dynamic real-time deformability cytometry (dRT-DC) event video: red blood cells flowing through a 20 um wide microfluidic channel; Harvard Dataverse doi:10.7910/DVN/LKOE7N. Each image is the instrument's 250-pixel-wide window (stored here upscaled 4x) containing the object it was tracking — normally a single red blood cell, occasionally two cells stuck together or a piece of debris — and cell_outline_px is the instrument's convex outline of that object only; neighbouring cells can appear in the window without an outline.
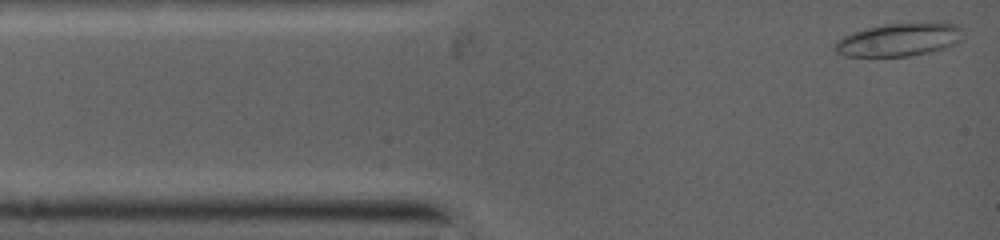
{"species": "common noctule bat (a hibernating species)", "species_latin": "Nyctalus noctula", "temperature_condition": "warm", "stored_images_in_passage": 67, "camera_frame_rate_fps": 5000, "um_per_image_px": 0.085, "animal": {"sex": "female", "body_mass_g": 19.0, "forearm_length_mm": 53.3}, "frame": {"image": 1, "passage_image": 2, "time_ms": 0.2, "image_size_px": [1000, 240], "cell_outline_px": [[956, 28], [948, 44], [940, 48], [928, 52], [908, 56], [844, 56], [836, 52], [836, 44], [844, 36], [856, 32], [872, 28], [892, 24], [952, 24]], "centroid_in_image_um": [76.17, 3.42], "position_along_channel_um": 8.8, "area_um2": 22.25}}
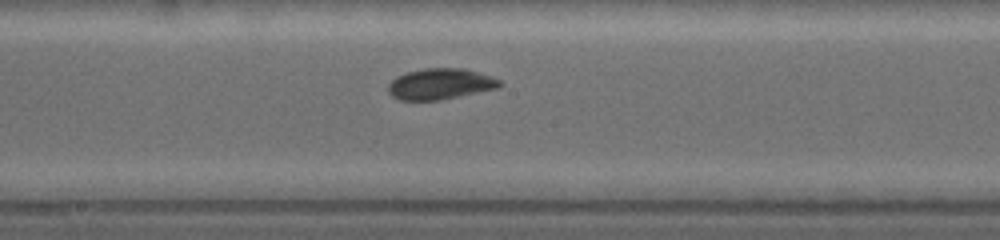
{"frame": {"image": 2, "passage_image": 33, "time_ms": 6.0, "image_size_px": [1000, 240], "cell_outline_px": [[500, 84], [496, 88], [440, 100], [400, 100], [392, 96], [388, 92], [388, 84], [396, 76], [408, 72], [424, 68], [464, 68], [500, 80]], "centroid_in_image_um": [37.35, 7.14], "position_along_channel_um": 210.9, "area_um2": 19.77}}
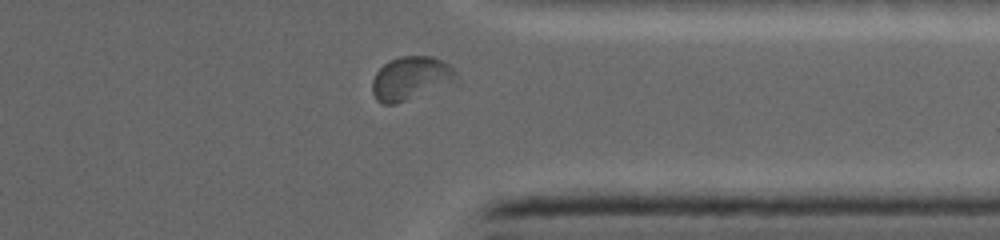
{"frame": {"image": 3, "passage_image": 58, "time_ms": 9.8, "image_size_px": [1000, 240], "cell_outline_px": [[452, 72], [448, 76], [404, 100], [396, 104], [384, 104], [376, 100], [372, 92], [372, 80], [376, 72], [384, 64], [400, 56], [432, 56], [448, 64], [452, 68]], "centroid_in_image_um": [34.62, 6.59], "position_along_channel_um": 376.8, "area_um2": 18.84}}